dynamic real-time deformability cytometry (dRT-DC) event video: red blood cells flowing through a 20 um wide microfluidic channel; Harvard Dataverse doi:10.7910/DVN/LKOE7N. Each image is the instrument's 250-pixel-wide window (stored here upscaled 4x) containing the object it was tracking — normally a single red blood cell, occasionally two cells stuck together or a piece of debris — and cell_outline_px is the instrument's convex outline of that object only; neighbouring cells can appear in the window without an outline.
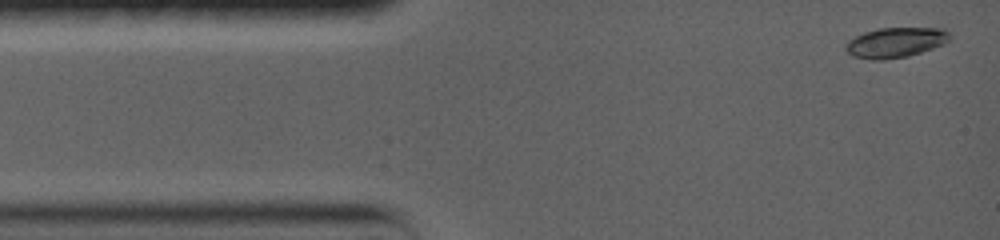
{"species": "common noctule bat (a hibernating species)", "species_latin": "Nyctalus noctula", "temperature_condition": "warm", "stored_images_in_passage": 8, "camera_frame_rate_fps": 5000, "um_per_image_px": 0.085, "animal": {"sex": "female", "body_mass_g": 19.0, "forearm_length_mm": 56.7}, "frame": {"image": 1, "passage_image": 1, "time_ms": 0.0, "image_size_px": [1000, 240], "cell_outline_px": [[952, 36], [944, 44], [908, 56], [884, 60], [872, 60], [852, 56], [844, 48], [848, 40], [864, 32], [876, 28], [944, 28]], "centroid_in_image_um": [76.1, 3.61], "position_along_channel_um": 8.9, "area_um2": 18.32}}
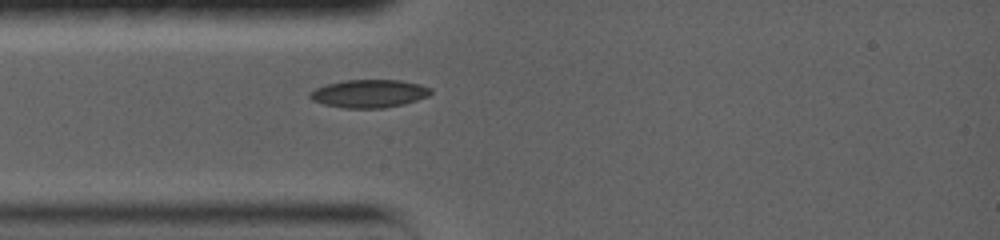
{"frame": {"image": 2, "passage_image": 5, "time_ms": 3.2, "image_size_px": [1000, 240], "cell_outline_px": [[432, 92], [428, 96], [404, 104], [384, 108], [344, 108], [324, 104], [312, 100], [308, 96], [308, 92], [316, 88], [328, 84], [344, 80], [400, 80], [420, 84], [432, 88]], "centroid_in_image_um": [31.38, 7.95], "position_along_channel_um": 53.6, "area_um2": 19.77}}
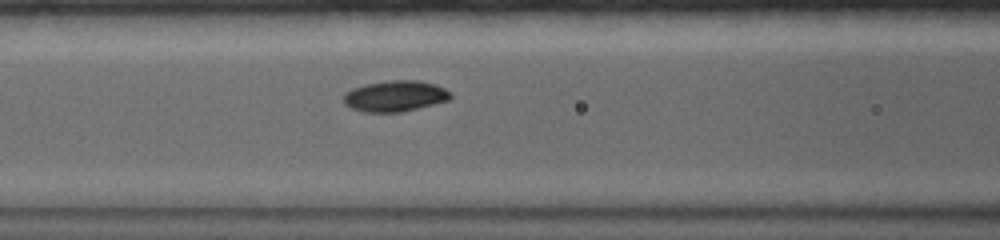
{"frame": {"image": 3, "passage_image": 8, "time_ms": 5.4, "image_size_px": [1000, 240], "cell_outline_px": [[452, 96], [448, 100], [400, 112], [364, 112], [352, 108], [344, 104], [344, 92], [352, 88], [364, 84], [388, 80], [420, 80], [436, 84], [452, 92]], "centroid_in_image_um": [33.57, 8.15], "position_along_channel_um": 133.0, "area_um2": 19.36}}